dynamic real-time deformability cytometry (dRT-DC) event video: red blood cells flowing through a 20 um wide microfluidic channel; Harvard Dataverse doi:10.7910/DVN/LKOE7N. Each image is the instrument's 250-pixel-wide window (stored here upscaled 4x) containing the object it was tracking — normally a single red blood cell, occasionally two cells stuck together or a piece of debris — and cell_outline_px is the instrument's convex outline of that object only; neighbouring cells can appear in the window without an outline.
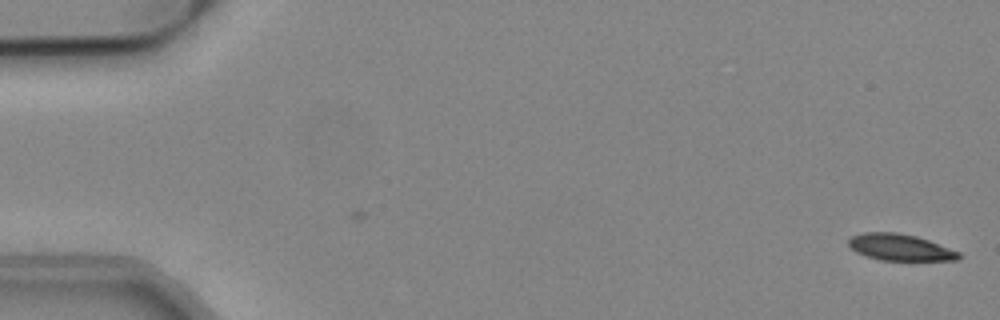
{"species": "common noctule bat (a hibernating species)", "species_latin": "Nyctalus noctula", "temperature_condition": "cold", "stored_images_in_passage": 53, "camera_frame_rate_fps": 3000, "um_per_image_px": 0.085, "animal": {"sex": "male", "body_mass_g": 19.2, "forearm_length_mm": 51.8}, "frame": {"image": 1, "passage_image": 1, "time_ms": 0.0, "image_size_px": [1000, 320], "cell_outline_px": [[960, 256], [956, 260], [880, 260], [856, 252], [848, 244], [848, 240], [852, 236], [864, 232], [896, 232], [916, 236], [928, 240], [960, 252]], "centroid_in_image_um": [76.49, 21.01], "position_along_channel_um": 8.5, "area_um2": 16.82}}
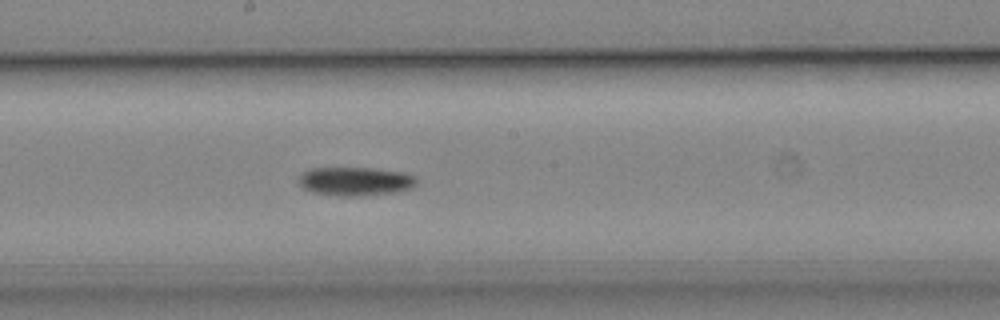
{"frame": {"image": 2, "passage_image": 29, "time_ms": 9.333, "image_size_px": [1000, 320], "cell_outline_px": [[416, 184], [408, 188], [392, 192], [360, 196], [340, 196], [312, 192], [304, 188], [300, 184], [300, 176], [308, 168], [372, 168], [400, 172], [416, 176]], "centroid_in_image_um": [30.17, 15.41], "position_along_channel_um": 218.0, "area_um2": 19.36}}
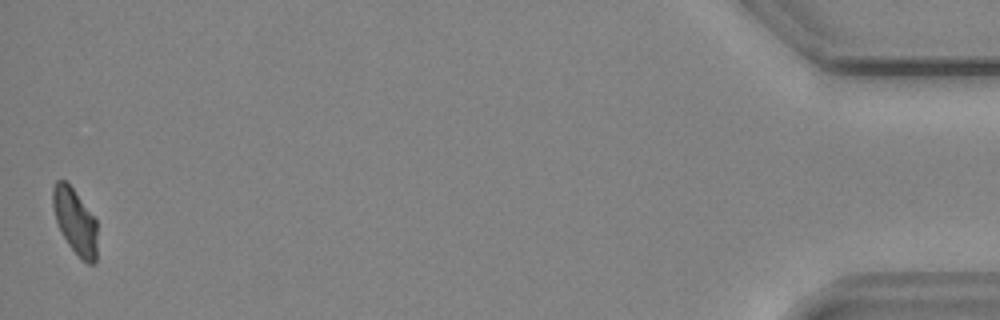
{"frame": {"image": 3, "passage_image": 53, "time_ms": 17.333, "image_size_px": [1000, 320], "cell_outline_px": [[96, 264], [88, 264], [68, 244], [56, 220], [52, 204], [52, 188], [56, 180], [64, 180], [72, 188], [96, 220]], "centroid_in_image_um": [6.37, 18.8], "position_along_channel_um": 428.8, "area_um2": 16.47}, "authors_computed_cell_mechanics": {"area_um2": 18.5538, "velocity_mm_per_s": 3.8268, "shape_relaxation_time_tau1_ms": 6.1313, "shape_relaxation_time_tau2_ms": null, "deformation_change_tau1": 0.1474, "deformation_change_tau2": null}}